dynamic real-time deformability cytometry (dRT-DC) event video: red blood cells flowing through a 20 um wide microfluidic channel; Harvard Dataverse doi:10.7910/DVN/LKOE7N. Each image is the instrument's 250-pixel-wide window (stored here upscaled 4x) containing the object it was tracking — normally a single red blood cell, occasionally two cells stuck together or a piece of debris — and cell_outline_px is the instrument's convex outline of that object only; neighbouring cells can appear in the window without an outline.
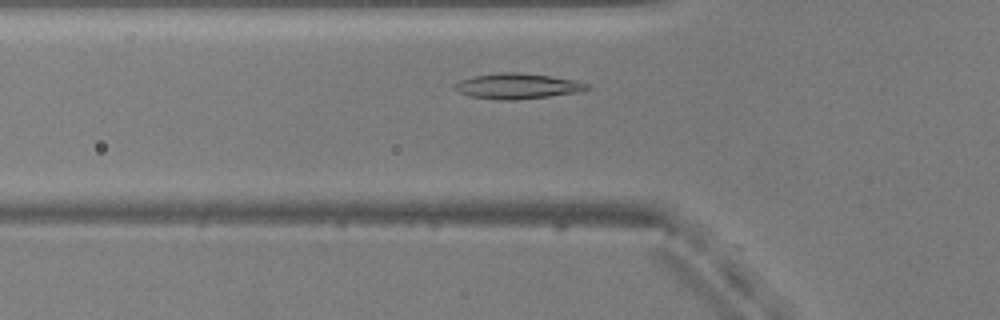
{"species": "common noctule bat (a hibernating species)", "species_latin": "Nyctalus noctula", "temperature_condition": "warm", "stored_images_in_passage": 37, "camera_frame_rate_fps": 3000, "um_per_image_px": 0.085, "animal": {"sex": "male", "body_mass_g": 20.5, "forearm_length_mm": 52.5}, "frame": {"image": 1, "passage_image": 9, "time_ms": 2.667, "image_size_px": [1000, 320], "cell_outline_px": [[592, 88], [576, 92], [548, 96], [512, 100], [496, 100], [468, 96], [452, 88], [452, 84], [460, 80], [472, 76], [504, 72], [516, 72], [548, 76], [576, 80], [592, 84]], "centroid_in_image_um": [43.95, 7.32], "position_along_channel_um": 81.8, "area_um2": 19.71}}
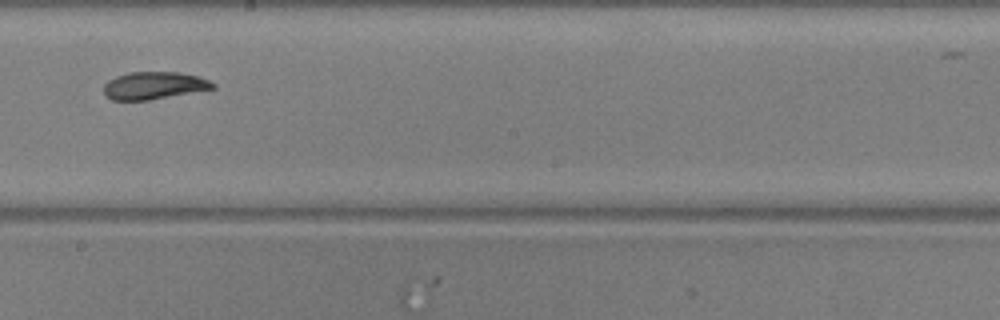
{"frame": {"image": 2, "passage_image": 21, "time_ms": 6.667, "image_size_px": [1000, 320], "cell_outline_px": [[216, 88], [148, 100], [112, 100], [104, 96], [104, 84], [108, 80], [116, 76], [128, 72], [180, 72], [196, 76], [208, 80], [216, 84]], "centroid_in_image_um": [13.05, 7.27], "position_along_channel_um": 235.1, "area_um2": 17.46}}
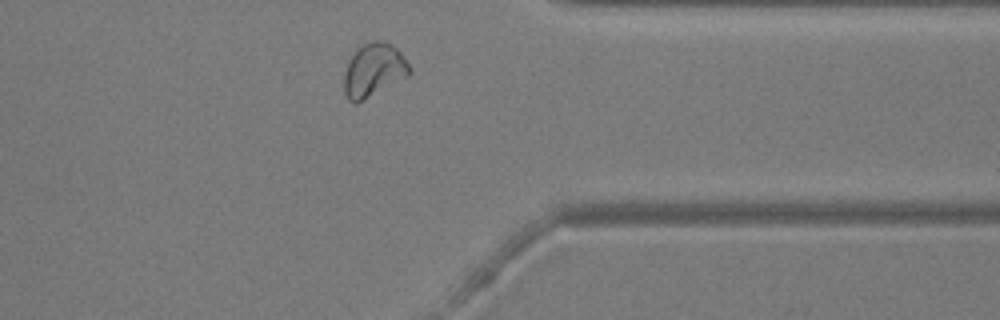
{"frame": {"image": 3, "passage_image": 33, "time_ms": 10.667, "image_size_px": [1000, 320], "cell_outline_px": [[412, 72], [408, 76], [356, 104], [352, 104], [348, 100], [344, 92], [344, 72], [348, 60], [356, 48], [364, 44], [376, 40], [384, 40], [392, 44], [404, 56], [412, 68]], "centroid_in_image_um": [31.76, 5.96], "position_along_channel_um": 379.6, "area_um2": 20.69}, "authors_computed_cell_mechanics": {"area_um2": 18.6694, "velocity_mm_per_s": 3.8161, "shape_relaxation_time_tau1_ms": 6.7969, "shape_relaxation_time_tau2_ms": 6.1481, "deformation_change_tau1": 0.1524, "deformation_change_tau2": 0.0998}}